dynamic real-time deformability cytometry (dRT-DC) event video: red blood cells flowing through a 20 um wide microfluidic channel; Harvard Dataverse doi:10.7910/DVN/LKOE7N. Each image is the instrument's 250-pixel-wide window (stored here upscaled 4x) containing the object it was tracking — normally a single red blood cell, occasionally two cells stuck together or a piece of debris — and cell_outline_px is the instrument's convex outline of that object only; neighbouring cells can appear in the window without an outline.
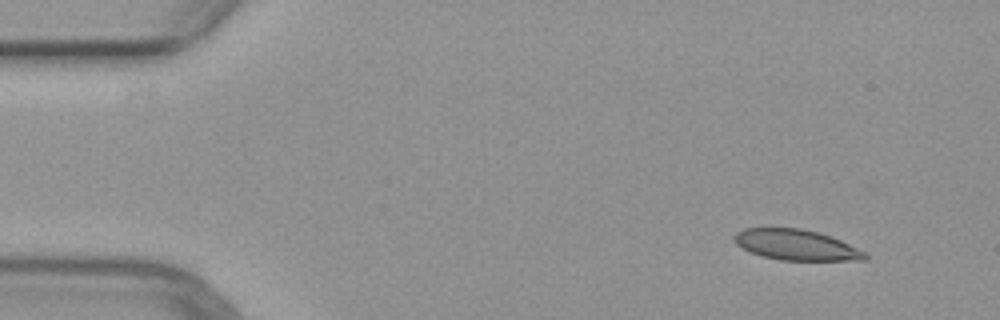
{"species": "common noctule bat (a hibernating species)", "species_latin": "Nyctalus noctula", "temperature_condition": "warm", "stored_images_in_passage": 3, "camera_frame_rate_fps": 3000, "um_per_image_px": 0.085, "animal": {"sex": "female", "body_mass_g": 29.2, "forearm_length_mm": 56.3}, "frame": {"image": 1, "passage_image": 1, "time_ms": 0.0, "image_size_px": [1000, 320], "cell_outline_px": [[868, 256], [864, 260], [780, 260], [764, 256], [752, 252], [736, 244], [732, 240], [732, 236], [736, 232], [744, 228], [800, 228], [832, 236], [864, 252]], "centroid_in_image_um": [67.63, 20.8], "position_along_channel_um": 17.4, "area_um2": 23.06}}
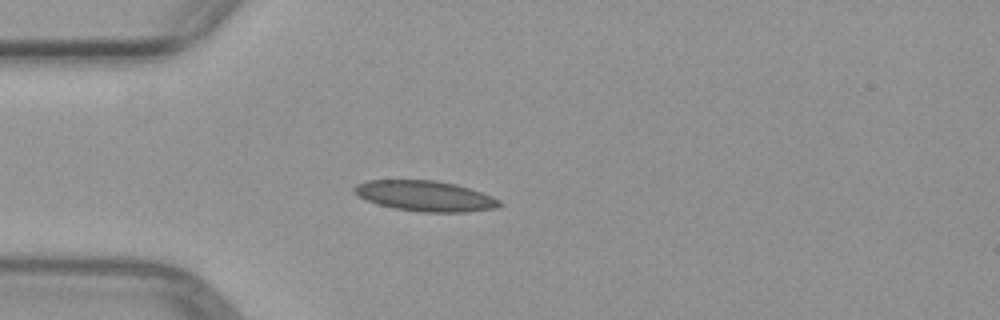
{"frame": {"image": 2, "passage_image": 3, "time_ms": 3.0, "image_size_px": [1000, 320], "cell_outline_px": [[504, 204], [496, 208], [464, 212], [420, 212], [396, 208], [380, 204], [368, 200], [352, 192], [352, 188], [356, 184], [368, 180], [436, 180], [456, 184], [492, 196], [500, 200]], "centroid_in_image_um": [36.15, 16.65], "position_along_channel_um": 48.8, "area_um2": 25.66}}